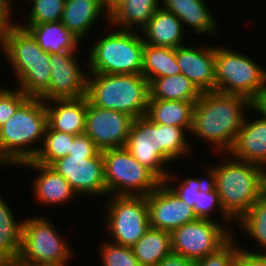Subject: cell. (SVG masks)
<instances>
[{
    "mask_svg": "<svg viewBox=\"0 0 266 266\" xmlns=\"http://www.w3.org/2000/svg\"><path fill=\"white\" fill-rule=\"evenodd\" d=\"M110 30L88 48V74H142L145 43L141 33Z\"/></svg>",
    "mask_w": 266,
    "mask_h": 266,
    "instance_id": "52a82bcc",
    "label": "cell"
},
{
    "mask_svg": "<svg viewBox=\"0 0 266 266\" xmlns=\"http://www.w3.org/2000/svg\"><path fill=\"white\" fill-rule=\"evenodd\" d=\"M102 14H105L104 18L107 17L106 21L109 23V15L101 0H65L61 23L84 41Z\"/></svg>",
    "mask_w": 266,
    "mask_h": 266,
    "instance_id": "603a6c76",
    "label": "cell"
},
{
    "mask_svg": "<svg viewBox=\"0 0 266 266\" xmlns=\"http://www.w3.org/2000/svg\"><path fill=\"white\" fill-rule=\"evenodd\" d=\"M107 196H147L162 181L125 148L102 151Z\"/></svg>",
    "mask_w": 266,
    "mask_h": 266,
    "instance_id": "ba28073f",
    "label": "cell"
},
{
    "mask_svg": "<svg viewBox=\"0 0 266 266\" xmlns=\"http://www.w3.org/2000/svg\"><path fill=\"white\" fill-rule=\"evenodd\" d=\"M134 118L120 111L102 109L88 100L85 134L100 150L123 148Z\"/></svg>",
    "mask_w": 266,
    "mask_h": 266,
    "instance_id": "9a60e30c",
    "label": "cell"
},
{
    "mask_svg": "<svg viewBox=\"0 0 266 266\" xmlns=\"http://www.w3.org/2000/svg\"><path fill=\"white\" fill-rule=\"evenodd\" d=\"M235 266H266V254L239 249Z\"/></svg>",
    "mask_w": 266,
    "mask_h": 266,
    "instance_id": "ab89813d",
    "label": "cell"
},
{
    "mask_svg": "<svg viewBox=\"0 0 266 266\" xmlns=\"http://www.w3.org/2000/svg\"><path fill=\"white\" fill-rule=\"evenodd\" d=\"M206 0H160V8L174 13L182 22L183 27L193 28L195 33L217 36L220 31L217 19L208 7Z\"/></svg>",
    "mask_w": 266,
    "mask_h": 266,
    "instance_id": "44dd1931",
    "label": "cell"
},
{
    "mask_svg": "<svg viewBox=\"0 0 266 266\" xmlns=\"http://www.w3.org/2000/svg\"><path fill=\"white\" fill-rule=\"evenodd\" d=\"M50 167L68 181L77 195L107 197L102 151L95 156L68 155Z\"/></svg>",
    "mask_w": 266,
    "mask_h": 266,
    "instance_id": "4fadbf2b",
    "label": "cell"
},
{
    "mask_svg": "<svg viewBox=\"0 0 266 266\" xmlns=\"http://www.w3.org/2000/svg\"><path fill=\"white\" fill-rule=\"evenodd\" d=\"M179 73L181 69L176 61V48L144 45L142 75L148 81Z\"/></svg>",
    "mask_w": 266,
    "mask_h": 266,
    "instance_id": "f546056e",
    "label": "cell"
},
{
    "mask_svg": "<svg viewBox=\"0 0 266 266\" xmlns=\"http://www.w3.org/2000/svg\"><path fill=\"white\" fill-rule=\"evenodd\" d=\"M87 98L102 109L146 116L149 81L142 74H88Z\"/></svg>",
    "mask_w": 266,
    "mask_h": 266,
    "instance_id": "8992f818",
    "label": "cell"
},
{
    "mask_svg": "<svg viewBox=\"0 0 266 266\" xmlns=\"http://www.w3.org/2000/svg\"><path fill=\"white\" fill-rule=\"evenodd\" d=\"M236 236L233 235L222 247L195 261L196 266H235L240 249Z\"/></svg>",
    "mask_w": 266,
    "mask_h": 266,
    "instance_id": "8d00e7d4",
    "label": "cell"
},
{
    "mask_svg": "<svg viewBox=\"0 0 266 266\" xmlns=\"http://www.w3.org/2000/svg\"><path fill=\"white\" fill-rule=\"evenodd\" d=\"M75 136L70 133L51 130L47 126L42 146L33 160L50 166L56 160L68 156Z\"/></svg>",
    "mask_w": 266,
    "mask_h": 266,
    "instance_id": "1f68e13d",
    "label": "cell"
},
{
    "mask_svg": "<svg viewBox=\"0 0 266 266\" xmlns=\"http://www.w3.org/2000/svg\"><path fill=\"white\" fill-rule=\"evenodd\" d=\"M131 249L141 266H156L172 253L171 232L150 227Z\"/></svg>",
    "mask_w": 266,
    "mask_h": 266,
    "instance_id": "83f0119b",
    "label": "cell"
},
{
    "mask_svg": "<svg viewBox=\"0 0 266 266\" xmlns=\"http://www.w3.org/2000/svg\"><path fill=\"white\" fill-rule=\"evenodd\" d=\"M250 109L266 119V84L250 99Z\"/></svg>",
    "mask_w": 266,
    "mask_h": 266,
    "instance_id": "b9f144b4",
    "label": "cell"
},
{
    "mask_svg": "<svg viewBox=\"0 0 266 266\" xmlns=\"http://www.w3.org/2000/svg\"><path fill=\"white\" fill-rule=\"evenodd\" d=\"M237 227L252 238V242L261 247V251H254L240 246L243 249L252 253L266 254V198L261 196L259 200L235 223ZM250 250V251H249ZM264 250V251H263Z\"/></svg>",
    "mask_w": 266,
    "mask_h": 266,
    "instance_id": "4dcf8cb0",
    "label": "cell"
},
{
    "mask_svg": "<svg viewBox=\"0 0 266 266\" xmlns=\"http://www.w3.org/2000/svg\"><path fill=\"white\" fill-rule=\"evenodd\" d=\"M185 30L174 13L158 8L140 33L145 44L177 48L186 45Z\"/></svg>",
    "mask_w": 266,
    "mask_h": 266,
    "instance_id": "7402d4cb",
    "label": "cell"
},
{
    "mask_svg": "<svg viewBox=\"0 0 266 266\" xmlns=\"http://www.w3.org/2000/svg\"><path fill=\"white\" fill-rule=\"evenodd\" d=\"M188 134L184 128L152 123L144 116L134 119L124 147L164 182L170 173L166 166L193 151Z\"/></svg>",
    "mask_w": 266,
    "mask_h": 266,
    "instance_id": "7a4b0ae2",
    "label": "cell"
},
{
    "mask_svg": "<svg viewBox=\"0 0 266 266\" xmlns=\"http://www.w3.org/2000/svg\"><path fill=\"white\" fill-rule=\"evenodd\" d=\"M205 170L207 172L205 174L207 176L205 177H207L208 179L203 177V175L199 177L193 176L186 179H179L178 175L173 174L174 171H170L164 182L180 197L183 202L193 208L195 202H197L198 193L200 192V190L204 189L211 183V174L209 172V169L206 167ZM177 180L178 182L180 180V182H175ZM171 182H174V184L177 183L179 185H174Z\"/></svg>",
    "mask_w": 266,
    "mask_h": 266,
    "instance_id": "d6a6232c",
    "label": "cell"
},
{
    "mask_svg": "<svg viewBox=\"0 0 266 266\" xmlns=\"http://www.w3.org/2000/svg\"><path fill=\"white\" fill-rule=\"evenodd\" d=\"M105 227L111 242L132 247L150 228L146 196H107ZM111 235V236H110Z\"/></svg>",
    "mask_w": 266,
    "mask_h": 266,
    "instance_id": "8fae6325",
    "label": "cell"
},
{
    "mask_svg": "<svg viewBox=\"0 0 266 266\" xmlns=\"http://www.w3.org/2000/svg\"><path fill=\"white\" fill-rule=\"evenodd\" d=\"M11 2L12 0H0V42L4 32L14 22Z\"/></svg>",
    "mask_w": 266,
    "mask_h": 266,
    "instance_id": "60d3db41",
    "label": "cell"
},
{
    "mask_svg": "<svg viewBox=\"0 0 266 266\" xmlns=\"http://www.w3.org/2000/svg\"><path fill=\"white\" fill-rule=\"evenodd\" d=\"M247 110H251L247 97L217 91L203 92L195 103L189 134L208 141L212 151L222 156L232 148Z\"/></svg>",
    "mask_w": 266,
    "mask_h": 266,
    "instance_id": "6da1fadb",
    "label": "cell"
},
{
    "mask_svg": "<svg viewBox=\"0 0 266 266\" xmlns=\"http://www.w3.org/2000/svg\"><path fill=\"white\" fill-rule=\"evenodd\" d=\"M6 266H66V265H56V264H46V263H33L26 261L24 259H20L17 257L12 262L8 263Z\"/></svg>",
    "mask_w": 266,
    "mask_h": 266,
    "instance_id": "ee69618b",
    "label": "cell"
},
{
    "mask_svg": "<svg viewBox=\"0 0 266 266\" xmlns=\"http://www.w3.org/2000/svg\"><path fill=\"white\" fill-rule=\"evenodd\" d=\"M0 85V126L16 112L18 107L28 98L20 89Z\"/></svg>",
    "mask_w": 266,
    "mask_h": 266,
    "instance_id": "74e56055",
    "label": "cell"
},
{
    "mask_svg": "<svg viewBox=\"0 0 266 266\" xmlns=\"http://www.w3.org/2000/svg\"><path fill=\"white\" fill-rule=\"evenodd\" d=\"M265 84L266 69L252 57L215 46V91L250 100Z\"/></svg>",
    "mask_w": 266,
    "mask_h": 266,
    "instance_id": "9c48e42d",
    "label": "cell"
},
{
    "mask_svg": "<svg viewBox=\"0 0 266 266\" xmlns=\"http://www.w3.org/2000/svg\"><path fill=\"white\" fill-rule=\"evenodd\" d=\"M222 159L219 164L208 166L211 183L223 211L236 223L262 196V169L228 153Z\"/></svg>",
    "mask_w": 266,
    "mask_h": 266,
    "instance_id": "5b68a950",
    "label": "cell"
},
{
    "mask_svg": "<svg viewBox=\"0 0 266 266\" xmlns=\"http://www.w3.org/2000/svg\"><path fill=\"white\" fill-rule=\"evenodd\" d=\"M46 127L45 102L28 97L0 126V167H17L33 160L42 146ZM37 142L41 145L34 146Z\"/></svg>",
    "mask_w": 266,
    "mask_h": 266,
    "instance_id": "277c9868",
    "label": "cell"
},
{
    "mask_svg": "<svg viewBox=\"0 0 266 266\" xmlns=\"http://www.w3.org/2000/svg\"><path fill=\"white\" fill-rule=\"evenodd\" d=\"M27 30L36 39L38 45L49 54L80 49L78 45L81 44V40L61 21L32 24Z\"/></svg>",
    "mask_w": 266,
    "mask_h": 266,
    "instance_id": "484cf974",
    "label": "cell"
},
{
    "mask_svg": "<svg viewBox=\"0 0 266 266\" xmlns=\"http://www.w3.org/2000/svg\"><path fill=\"white\" fill-rule=\"evenodd\" d=\"M55 104V105H54ZM87 96L45 102L47 126L51 130L80 135L85 132Z\"/></svg>",
    "mask_w": 266,
    "mask_h": 266,
    "instance_id": "ffe728a7",
    "label": "cell"
},
{
    "mask_svg": "<svg viewBox=\"0 0 266 266\" xmlns=\"http://www.w3.org/2000/svg\"><path fill=\"white\" fill-rule=\"evenodd\" d=\"M49 219L38 215L24 219L19 258L33 263L68 266V261L74 257L73 249Z\"/></svg>",
    "mask_w": 266,
    "mask_h": 266,
    "instance_id": "30bf717a",
    "label": "cell"
},
{
    "mask_svg": "<svg viewBox=\"0 0 266 266\" xmlns=\"http://www.w3.org/2000/svg\"><path fill=\"white\" fill-rule=\"evenodd\" d=\"M146 200L152 228L172 232L198 219L193 208L183 202L165 182L147 195Z\"/></svg>",
    "mask_w": 266,
    "mask_h": 266,
    "instance_id": "2e32d148",
    "label": "cell"
},
{
    "mask_svg": "<svg viewBox=\"0 0 266 266\" xmlns=\"http://www.w3.org/2000/svg\"><path fill=\"white\" fill-rule=\"evenodd\" d=\"M125 0H101L104 10L110 15L118 8Z\"/></svg>",
    "mask_w": 266,
    "mask_h": 266,
    "instance_id": "f6af8a7d",
    "label": "cell"
},
{
    "mask_svg": "<svg viewBox=\"0 0 266 266\" xmlns=\"http://www.w3.org/2000/svg\"><path fill=\"white\" fill-rule=\"evenodd\" d=\"M14 22L2 35L0 52L12 67L17 88L28 97L39 98L50 82V54L44 51L32 34Z\"/></svg>",
    "mask_w": 266,
    "mask_h": 266,
    "instance_id": "3957f363",
    "label": "cell"
},
{
    "mask_svg": "<svg viewBox=\"0 0 266 266\" xmlns=\"http://www.w3.org/2000/svg\"><path fill=\"white\" fill-rule=\"evenodd\" d=\"M176 61L184 74L203 92L215 91V47L209 45L179 46L176 48Z\"/></svg>",
    "mask_w": 266,
    "mask_h": 266,
    "instance_id": "e0dca14e",
    "label": "cell"
},
{
    "mask_svg": "<svg viewBox=\"0 0 266 266\" xmlns=\"http://www.w3.org/2000/svg\"><path fill=\"white\" fill-rule=\"evenodd\" d=\"M201 92L182 73L149 81V99L198 101Z\"/></svg>",
    "mask_w": 266,
    "mask_h": 266,
    "instance_id": "f1b7e54d",
    "label": "cell"
},
{
    "mask_svg": "<svg viewBox=\"0 0 266 266\" xmlns=\"http://www.w3.org/2000/svg\"><path fill=\"white\" fill-rule=\"evenodd\" d=\"M78 53L79 50L50 54V82L48 89L39 97L41 100L48 102L87 95L88 72L82 70Z\"/></svg>",
    "mask_w": 266,
    "mask_h": 266,
    "instance_id": "5bb4252c",
    "label": "cell"
},
{
    "mask_svg": "<svg viewBox=\"0 0 266 266\" xmlns=\"http://www.w3.org/2000/svg\"><path fill=\"white\" fill-rule=\"evenodd\" d=\"M262 169V196L266 198V165Z\"/></svg>",
    "mask_w": 266,
    "mask_h": 266,
    "instance_id": "bcb514c9",
    "label": "cell"
},
{
    "mask_svg": "<svg viewBox=\"0 0 266 266\" xmlns=\"http://www.w3.org/2000/svg\"><path fill=\"white\" fill-rule=\"evenodd\" d=\"M158 8L160 0H125L109 15V24L117 29L140 32Z\"/></svg>",
    "mask_w": 266,
    "mask_h": 266,
    "instance_id": "d4e9b609",
    "label": "cell"
},
{
    "mask_svg": "<svg viewBox=\"0 0 266 266\" xmlns=\"http://www.w3.org/2000/svg\"><path fill=\"white\" fill-rule=\"evenodd\" d=\"M110 239L99 246L102 266H141L131 247L113 243Z\"/></svg>",
    "mask_w": 266,
    "mask_h": 266,
    "instance_id": "d590c367",
    "label": "cell"
},
{
    "mask_svg": "<svg viewBox=\"0 0 266 266\" xmlns=\"http://www.w3.org/2000/svg\"><path fill=\"white\" fill-rule=\"evenodd\" d=\"M99 151L94 141L87 134L83 133L75 136L69 155L95 156Z\"/></svg>",
    "mask_w": 266,
    "mask_h": 266,
    "instance_id": "f35d334b",
    "label": "cell"
},
{
    "mask_svg": "<svg viewBox=\"0 0 266 266\" xmlns=\"http://www.w3.org/2000/svg\"><path fill=\"white\" fill-rule=\"evenodd\" d=\"M31 3V10L26 23L16 21L24 29H28L32 24H44L61 21L65 0H26Z\"/></svg>",
    "mask_w": 266,
    "mask_h": 266,
    "instance_id": "836d02e7",
    "label": "cell"
},
{
    "mask_svg": "<svg viewBox=\"0 0 266 266\" xmlns=\"http://www.w3.org/2000/svg\"><path fill=\"white\" fill-rule=\"evenodd\" d=\"M194 213L196 216L200 219H210L214 220V212L220 213V218L223 221V224L225 226H230L229 224L230 221L235 223L222 209L220 200H219V195L217 191L215 190L214 186L212 183H210L207 187L204 189L200 190L198 193V198L197 202H195L194 207H193ZM213 217V218H212ZM227 222H226V221ZM227 224V225H226Z\"/></svg>",
    "mask_w": 266,
    "mask_h": 266,
    "instance_id": "e575fe53",
    "label": "cell"
},
{
    "mask_svg": "<svg viewBox=\"0 0 266 266\" xmlns=\"http://www.w3.org/2000/svg\"><path fill=\"white\" fill-rule=\"evenodd\" d=\"M247 115L228 154L239 161L266 165V119H249ZM251 120V121H250Z\"/></svg>",
    "mask_w": 266,
    "mask_h": 266,
    "instance_id": "d6986e66",
    "label": "cell"
},
{
    "mask_svg": "<svg viewBox=\"0 0 266 266\" xmlns=\"http://www.w3.org/2000/svg\"><path fill=\"white\" fill-rule=\"evenodd\" d=\"M196 102L149 99L145 117L152 123L177 126L190 132Z\"/></svg>",
    "mask_w": 266,
    "mask_h": 266,
    "instance_id": "cb8c5ba5",
    "label": "cell"
},
{
    "mask_svg": "<svg viewBox=\"0 0 266 266\" xmlns=\"http://www.w3.org/2000/svg\"><path fill=\"white\" fill-rule=\"evenodd\" d=\"M0 194V265L8 263L19 257L23 223L16 221L14 212L7 204L6 200Z\"/></svg>",
    "mask_w": 266,
    "mask_h": 266,
    "instance_id": "4316f807",
    "label": "cell"
},
{
    "mask_svg": "<svg viewBox=\"0 0 266 266\" xmlns=\"http://www.w3.org/2000/svg\"><path fill=\"white\" fill-rule=\"evenodd\" d=\"M28 167L38 172L33 180V195L41 204L50 206L65 205V203L74 200L77 194L72 189L68 181L56 172L52 167L40 164L30 160L20 164L18 167Z\"/></svg>",
    "mask_w": 266,
    "mask_h": 266,
    "instance_id": "ac0fdd59",
    "label": "cell"
},
{
    "mask_svg": "<svg viewBox=\"0 0 266 266\" xmlns=\"http://www.w3.org/2000/svg\"><path fill=\"white\" fill-rule=\"evenodd\" d=\"M217 219H200L171 232L172 253L197 261L222 247L234 234Z\"/></svg>",
    "mask_w": 266,
    "mask_h": 266,
    "instance_id": "7c38bea8",
    "label": "cell"
},
{
    "mask_svg": "<svg viewBox=\"0 0 266 266\" xmlns=\"http://www.w3.org/2000/svg\"><path fill=\"white\" fill-rule=\"evenodd\" d=\"M156 266H196V264L194 260L171 253L163 258Z\"/></svg>",
    "mask_w": 266,
    "mask_h": 266,
    "instance_id": "7bdbcfd3",
    "label": "cell"
}]
</instances>
